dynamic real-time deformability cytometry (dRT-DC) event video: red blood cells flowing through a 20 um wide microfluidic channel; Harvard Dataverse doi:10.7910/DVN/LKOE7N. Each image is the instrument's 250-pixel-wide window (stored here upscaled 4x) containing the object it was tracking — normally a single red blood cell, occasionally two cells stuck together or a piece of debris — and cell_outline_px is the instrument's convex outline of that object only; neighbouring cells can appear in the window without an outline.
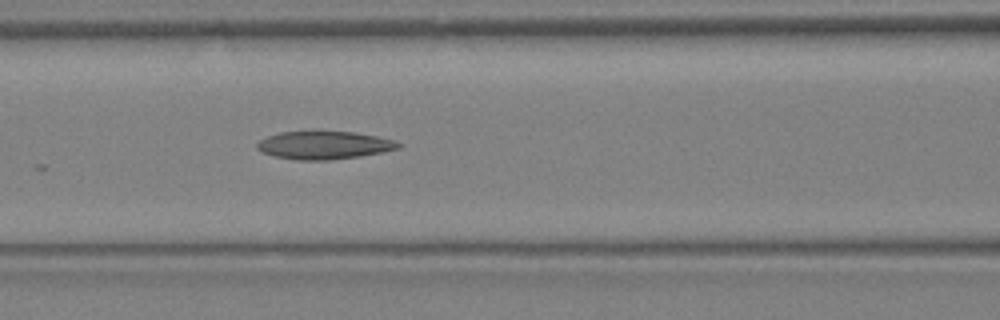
{"species": "Egyptian fruit bat (a non-hibernating species)", "species_latin": "Rousettus aegyptiacus", "temperature_condition": "warm", "stored_images_in_passage": 12, "camera_frame_rate_fps": 3000, "um_per_image_px": 0.085, "animal": {"sex": "female"}, "frame": {"image": 1, "passage_image": 12, "time_ms": 3.667, "image_size_px": [1000, 320], "cell_outline_px": [[404, 144], [400, 148], [384, 152], [360, 156], [328, 160], [296, 160], [276, 156], [260, 152], [256, 148], [256, 144], [260, 140], [268, 136], [280, 132], [352, 132], [376, 136], [396, 140]], "centroid_in_image_um": [27.58, 12.35], "position_along_channel_um": 139.0, "area_um2": 23.0}}